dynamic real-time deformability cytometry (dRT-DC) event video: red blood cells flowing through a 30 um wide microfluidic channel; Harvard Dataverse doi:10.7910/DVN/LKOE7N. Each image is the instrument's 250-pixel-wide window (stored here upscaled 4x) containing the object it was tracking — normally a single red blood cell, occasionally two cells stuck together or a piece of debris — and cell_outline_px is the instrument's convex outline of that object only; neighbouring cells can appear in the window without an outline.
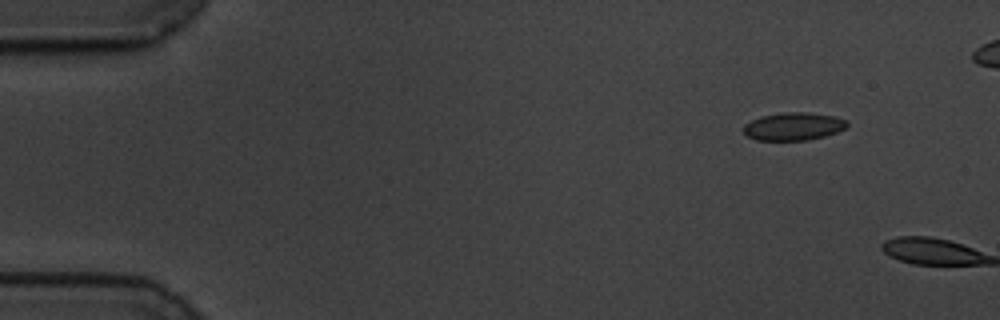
{"species": "common noctule bat (a hibernating species)", "species_latin": "Nyctalus noctula", "temperature_condition": "cold", "stored_images_in_passage": 2, "camera_frame_rate_fps": 3000, "um_per_image_px": 0.085, "animal": {"sex": "male", "body_mass_g": 19.5, "forearm_length_mm": 54.6}, "frame": {"image": 1, "passage_image": 1, "time_ms": 0.0, "image_size_px": [1000, 320], "cell_outline_px": [[848, 124], [844, 128], [836, 132], [824, 136], [808, 140], [756, 140], [748, 136], [744, 132], [744, 124], [760, 116], [784, 112], [808, 112], [836, 116], [848, 120]], "centroid_in_image_um": [67.46, 10.73], "position_along_channel_um": 17.5, "area_um2": 16.82}}